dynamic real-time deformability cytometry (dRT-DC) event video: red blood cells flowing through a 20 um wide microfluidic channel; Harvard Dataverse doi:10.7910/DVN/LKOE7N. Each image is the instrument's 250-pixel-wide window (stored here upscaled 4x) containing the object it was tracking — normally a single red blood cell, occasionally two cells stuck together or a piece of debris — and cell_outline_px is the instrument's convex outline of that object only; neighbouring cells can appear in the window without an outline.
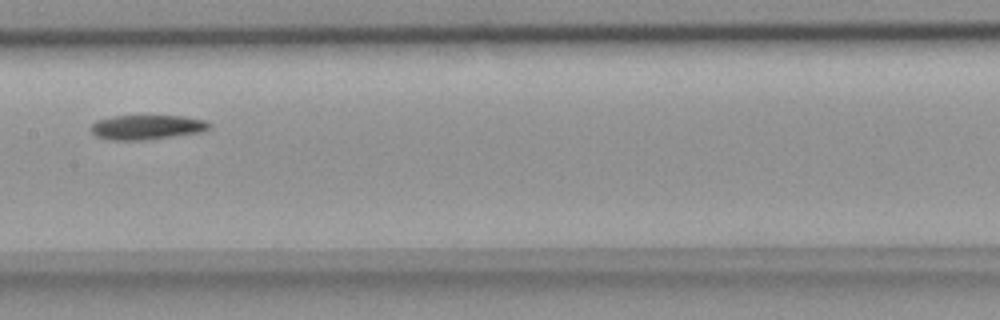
{"species": "common noctule bat (a hibernating species)", "species_latin": "Nyctalus noctula", "temperature_condition": "room temperature", "stored_images_in_passage": 6, "segment_of_instrument_passage": [2, 2], "camera_frame_rate_fps": 3000, "um_per_image_px": 0.085, "animal": {"sex": "female", "body_mass_g": 18.4}, "frame": {"image": 1, "passage_image": 6, "time_ms": 1.667, "image_size_px": [1000, 320], "cell_outline_px": [[212, 128], [204, 132], [140, 140], [112, 140], [96, 136], [88, 128], [96, 120], [112, 116], [184, 116], [204, 120], [212, 124]], "centroid_in_image_um": [12.49, 10.8], "position_along_channel_um": 194.9, "area_um2": 17.05}}